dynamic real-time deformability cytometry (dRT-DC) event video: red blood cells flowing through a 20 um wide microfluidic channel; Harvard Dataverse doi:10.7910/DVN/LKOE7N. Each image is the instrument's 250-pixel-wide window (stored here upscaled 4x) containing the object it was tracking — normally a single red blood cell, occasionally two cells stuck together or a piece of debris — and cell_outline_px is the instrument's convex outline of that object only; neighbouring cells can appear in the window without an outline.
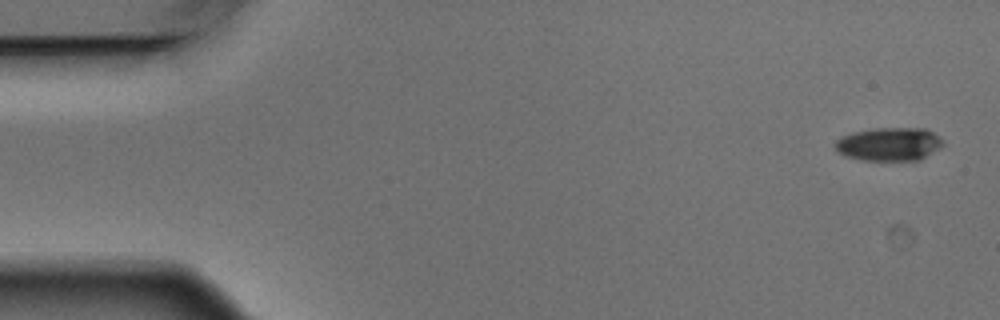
{"species": "Egyptian fruit bat (a non-hibernating species)", "species_latin": "Rousettus aegyptiacus", "temperature_condition": "warm", "stored_images_in_passage": 4, "camera_frame_rate_fps": 3000, "um_per_image_px": 0.085, "animal": {"sex": "male"}, "frame": {"image": 1, "passage_image": 1, "time_ms": 0.0, "image_size_px": [1000, 320], "cell_outline_px": [[944, 144], [940, 148], [920, 160], [864, 160], [844, 156], [836, 152], [836, 140], [852, 132], [872, 128], [928, 128]], "centroid_in_image_um": [75.56, 12.25], "position_along_channel_um": 9.4, "area_um2": 20.92}}
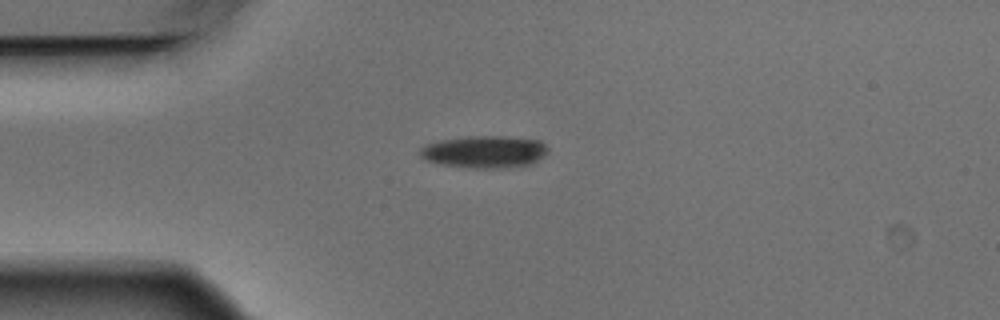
{"frame": {"image": 2, "passage_image": 4, "time_ms": 1.0, "image_size_px": [1000, 320], "cell_outline_px": [[548, 152], [544, 156], [528, 164], [496, 168], [476, 168], [440, 164], [424, 160], [416, 152], [420, 148], [428, 144], [440, 140], [468, 136], [500, 136], [540, 140], [548, 148]], "centroid_in_image_um": [41.13, 12.89], "position_along_channel_um": 43.9, "area_um2": 23.87}}